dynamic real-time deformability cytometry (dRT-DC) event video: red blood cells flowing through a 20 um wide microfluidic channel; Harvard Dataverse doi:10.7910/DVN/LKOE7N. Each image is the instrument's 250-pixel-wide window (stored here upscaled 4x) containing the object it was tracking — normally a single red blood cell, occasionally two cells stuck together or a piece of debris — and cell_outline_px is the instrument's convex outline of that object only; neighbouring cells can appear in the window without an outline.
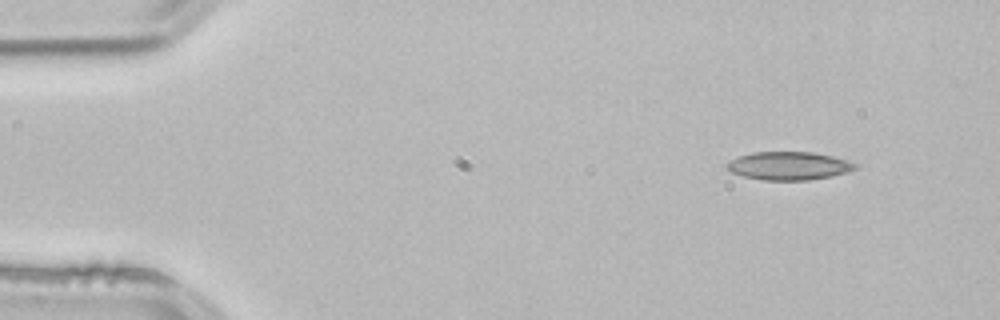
{"species": "common noctule bat (a hibernating species)", "species_latin": "Nyctalus noctula", "temperature_condition": "room temperature", "stored_images_in_passage": 4, "camera_frame_rate_fps": 3000, "um_per_image_px": 0.085, "animal": {"sex": "male", "body_mass_g": 21.5, "forearm_length_mm": 52.0}, "frame": {"image": 1, "passage_image": 1, "time_ms": 0.0, "image_size_px": [1000, 320], "cell_outline_px": [[860, 164], [856, 168], [848, 172], [832, 176], [808, 180], [764, 180], [744, 176], [732, 172], [724, 168], [724, 164], [728, 160], [752, 152], [812, 152], [832, 156], [848, 160]], "centroid_in_image_um": [67.05, 14.09], "position_along_channel_um": 18.0, "area_um2": 21.27}}
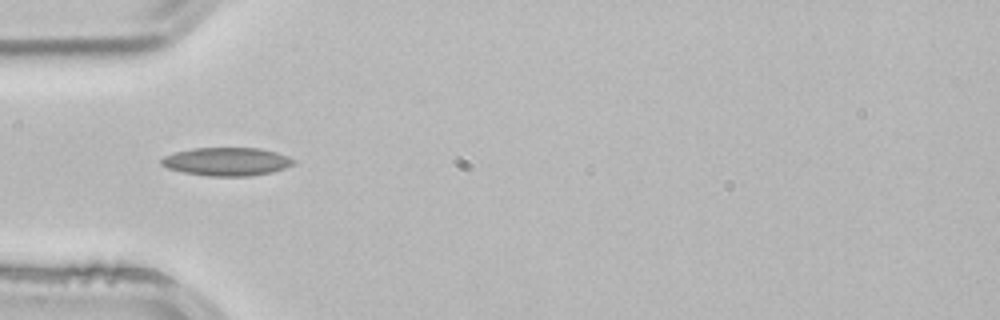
{"frame": {"image": 2, "passage_image": 3, "time_ms": 0.667, "image_size_px": [1000, 320], "cell_outline_px": [[296, 164], [272, 172], [248, 176], [208, 176], [184, 172], [168, 168], [160, 164], [160, 160], [164, 156], [176, 152], [192, 148], [260, 148], [276, 152], [288, 156], [296, 160]], "centroid_in_image_um": [19.3, 13.73], "position_along_channel_um": 65.7, "area_um2": 21.79}}